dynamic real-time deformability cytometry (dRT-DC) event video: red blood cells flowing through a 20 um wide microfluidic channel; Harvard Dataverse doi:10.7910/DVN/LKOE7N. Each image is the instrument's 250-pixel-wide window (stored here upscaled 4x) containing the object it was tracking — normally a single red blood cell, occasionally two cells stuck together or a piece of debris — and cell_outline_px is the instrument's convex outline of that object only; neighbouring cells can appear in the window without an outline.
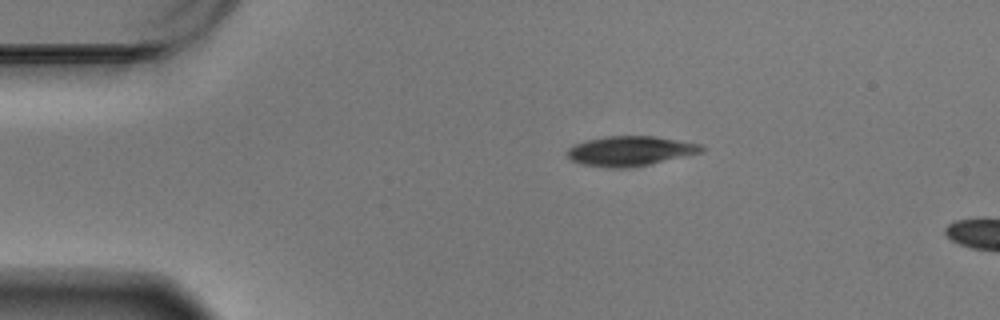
{"species": "Egyptian fruit bat (a non-hibernating species)", "species_latin": "Rousettus aegyptiacus", "temperature_condition": "warm", "stored_images_in_passage": 5, "camera_frame_rate_fps": 3000, "um_per_image_px": 0.085, "animal": {"sex": "male"}, "frame": {"image": 1, "passage_image": 1, "time_ms": 0.0, "image_size_px": [1000, 320], "cell_outline_px": [[704, 152], [652, 164], [628, 168], [608, 168], [584, 164], [572, 160], [568, 156], [568, 148], [576, 144], [588, 140], [604, 136], [656, 136], [704, 144]], "centroid_in_image_um": [53.65, 12.83], "position_along_channel_um": 31.3, "area_um2": 23.47}}